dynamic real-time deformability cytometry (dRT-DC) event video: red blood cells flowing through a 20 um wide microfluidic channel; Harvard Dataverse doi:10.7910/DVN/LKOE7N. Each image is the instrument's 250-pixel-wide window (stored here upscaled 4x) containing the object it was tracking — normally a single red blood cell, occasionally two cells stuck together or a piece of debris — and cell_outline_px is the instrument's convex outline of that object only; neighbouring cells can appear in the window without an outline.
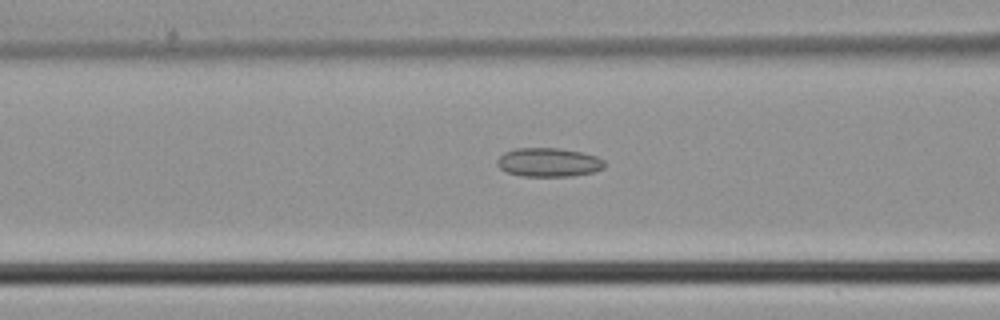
{"species": "common noctule bat (a hibernating species)", "species_latin": "Nyctalus noctula", "temperature_condition": "cold", "stored_images_in_passage": 9, "camera_frame_rate_fps": 3000, "um_per_image_px": 0.085, "animal": {"sex": "male", "body_mass_g": 21.5, "forearm_length_mm": 52.0}, "frame": {"image": 1, "passage_image": 7, "time_ms": 2.0, "image_size_px": [1000, 320], "cell_outline_px": [[604, 168], [592, 172], [572, 176], [520, 176], [508, 172], [500, 168], [496, 164], [496, 160], [504, 152], [516, 148], [560, 148], [584, 152], [596, 156], [604, 160]], "centroid_in_image_um": [46.63, 13.79], "position_along_channel_um": 120.0, "area_um2": 18.15}}